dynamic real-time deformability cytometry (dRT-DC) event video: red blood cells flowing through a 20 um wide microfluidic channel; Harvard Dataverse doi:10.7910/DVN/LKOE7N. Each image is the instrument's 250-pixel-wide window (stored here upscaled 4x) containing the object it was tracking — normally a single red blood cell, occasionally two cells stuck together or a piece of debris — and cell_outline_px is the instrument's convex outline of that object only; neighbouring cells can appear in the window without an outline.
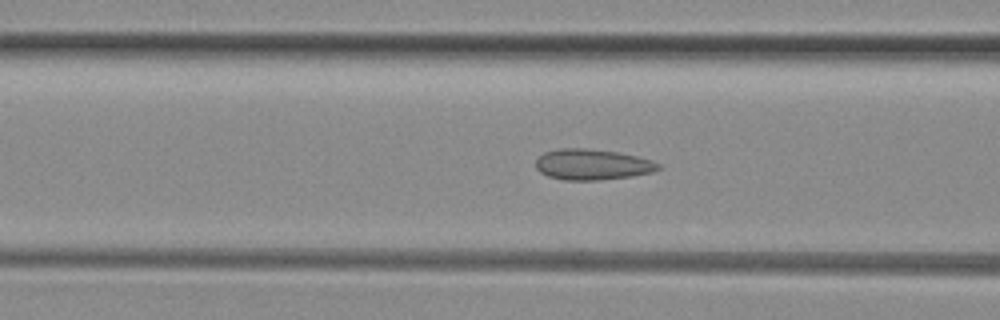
{"species": "common noctule bat (a hibernating species)", "species_latin": "Nyctalus noctula", "temperature_condition": "room temperature", "stored_images_in_passage": 49, "camera_frame_rate_fps": 3000, "um_per_image_px": 0.085, "animal": {"sex": "female", "body_mass_g": 29.2, "forearm_length_mm": 56.3}, "frame": {"image": 1, "passage_image": 19, "time_ms": 6.0, "image_size_px": [1000, 320], "cell_outline_px": [[664, 168], [652, 172], [632, 176], [600, 180], [564, 180], [548, 176], [540, 172], [536, 168], [536, 160], [544, 152], [560, 148], [588, 148], [620, 152], [652, 160], [660, 164]], "centroid_in_image_um": [50.37, 13.98], "position_along_channel_um": 116.2, "area_um2": 22.2}}
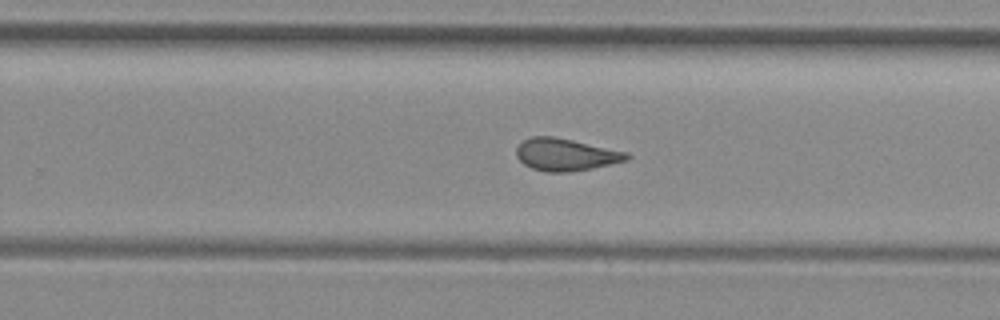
{"frame": {"image": 2, "passage_image": 31, "time_ms": 10.0, "image_size_px": [1000, 320], "cell_outline_px": [[632, 156], [628, 160], [592, 168], [568, 172], [548, 172], [532, 168], [524, 164], [516, 156], [516, 148], [524, 140], [532, 136], [552, 136], [572, 140], [628, 152]], "centroid_in_image_um": [48.09, 13.14], "position_along_channel_um": 281.7, "area_um2": 20.63}}
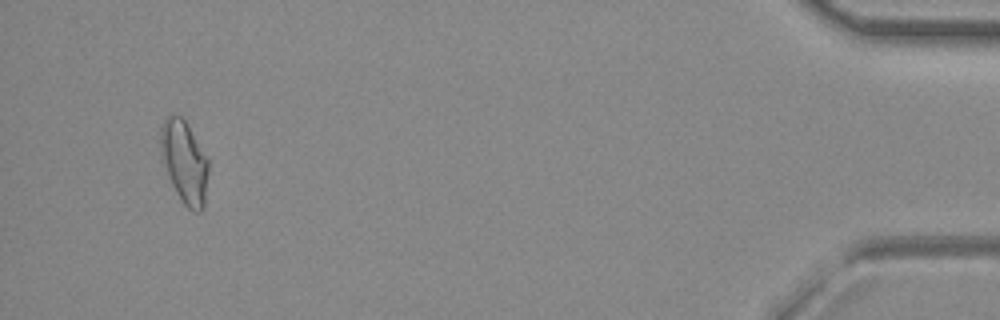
{"frame": {"image": 3, "passage_image": 47, "time_ms": 15.333, "image_size_px": [1000, 320], "cell_outline_px": [[208, 172], [204, 208], [200, 212], [192, 212], [184, 204], [176, 192], [160, 160], [160, 128], [164, 120], [168, 116], [180, 116], [184, 120], [208, 160]], "centroid_in_image_um": [15.65, 13.81], "position_along_channel_um": 419.6, "area_um2": 22.89}, "authors_computed_cell_mechanics": {"area_um2": 21.5594, "velocity_mm_per_s": 4.1543, "shape_relaxation_time_tau1_ms": null, "shape_relaxation_time_tau2_ms": 1.6512, "deformation_change_tau1": null, "deformation_change_tau2": 0.0854}}